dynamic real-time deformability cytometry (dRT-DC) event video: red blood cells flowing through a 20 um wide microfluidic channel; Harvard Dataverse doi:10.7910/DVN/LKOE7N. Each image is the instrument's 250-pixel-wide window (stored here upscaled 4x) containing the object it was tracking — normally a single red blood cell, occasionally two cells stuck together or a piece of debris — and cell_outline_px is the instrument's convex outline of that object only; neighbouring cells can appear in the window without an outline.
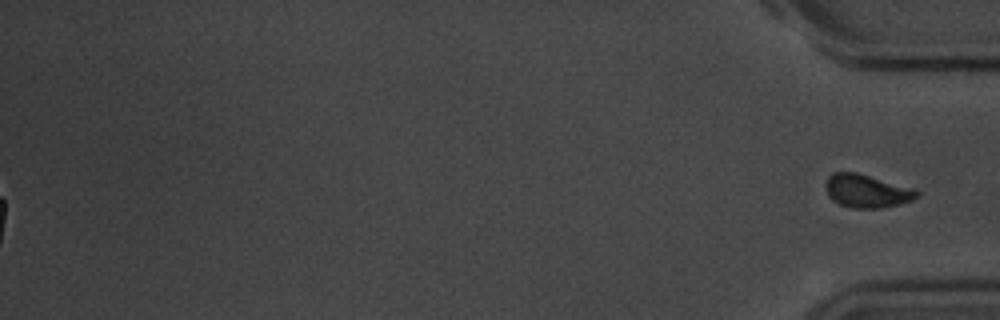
{"species": "common noctule bat (a hibernating species)", "species_latin": "Nyctalus noctula", "temperature_condition": "room temperature", "stored_images_in_passage": 42, "segment_of_instrument_passage": [2, 2], "camera_frame_rate_fps": 3000, "um_per_image_px": 0.085, "animal": {"sex": "male", "body_mass_g": 20.1, "forearm_length_mm": 53.5}, "frame": {"image": 1, "passage_image": 42, "time_ms": 13.667, "image_size_px": [1000, 320], "cell_outline_px": [[920, 196], [912, 200], [900, 204], [884, 208], [852, 208], [840, 204], [832, 200], [828, 196], [824, 188], [824, 184], [828, 176], [832, 172], [856, 172], [916, 188], [920, 192]], "centroid_in_image_um": [73.69, 16.23], "position_along_channel_um": 361.5, "area_um2": 18.09}}